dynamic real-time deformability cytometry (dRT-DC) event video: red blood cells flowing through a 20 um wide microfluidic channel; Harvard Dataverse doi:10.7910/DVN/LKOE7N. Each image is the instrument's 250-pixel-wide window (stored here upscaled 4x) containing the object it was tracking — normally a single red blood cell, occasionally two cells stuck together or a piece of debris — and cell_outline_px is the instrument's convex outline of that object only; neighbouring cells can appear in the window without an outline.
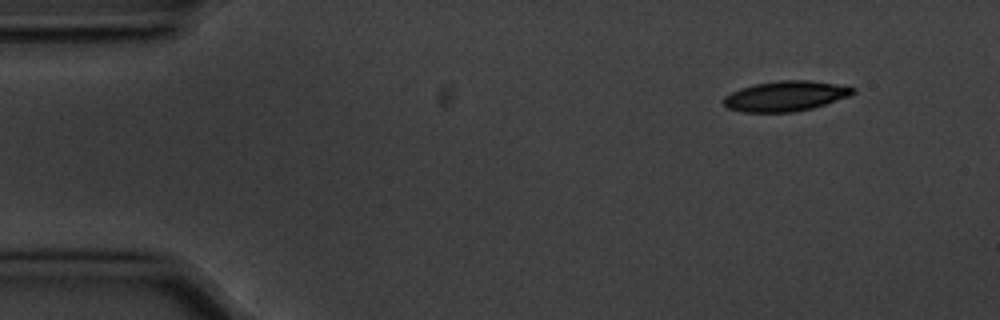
{"species": "common noctule bat (a hibernating species)", "species_latin": "Nyctalus noctula", "temperature_condition": "cold", "stored_images_in_passage": 5, "camera_frame_rate_fps": 3000, "um_per_image_px": 0.085, "animal": {"sex": "male", "body_mass_g": 20.1, "forearm_length_mm": 53.5}, "frame": {"image": 1, "passage_image": 1, "time_ms": 0.0, "image_size_px": [1000, 320], "cell_outline_px": [[856, 92], [848, 96], [812, 108], [796, 112], [744, 112], [728, 108], [720, 100], [724, 96], [740, 88], [756, 84], [780, 80], [812, 80], [836, 84], [856, 88]], "centroid_in_image_um": [66.75, 8.16], "position_along_channel_um": 18.3, "area_um2": 22.72}}
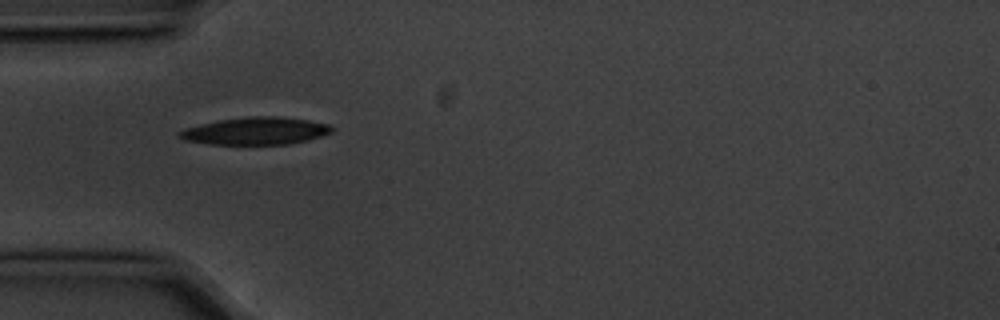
{"frame": {"image": 2, "passage_image": 4, "time_ms": 1.0, "image_size_px": [1000, 320], "cell_outline_px": [[332, 132], [308, 140], [288, 144], [208, 144], [184, 140], [176, 136], [176, 132], [184, 128], [200, 124], [220, 120], [248, 116], [276, 116], [308, 120], [328, 124], [332, 128]], "centroid_in_image_um": [21.67, 11.13], "position_along_channel_um": 63.3, "area_um2": 24.33}}